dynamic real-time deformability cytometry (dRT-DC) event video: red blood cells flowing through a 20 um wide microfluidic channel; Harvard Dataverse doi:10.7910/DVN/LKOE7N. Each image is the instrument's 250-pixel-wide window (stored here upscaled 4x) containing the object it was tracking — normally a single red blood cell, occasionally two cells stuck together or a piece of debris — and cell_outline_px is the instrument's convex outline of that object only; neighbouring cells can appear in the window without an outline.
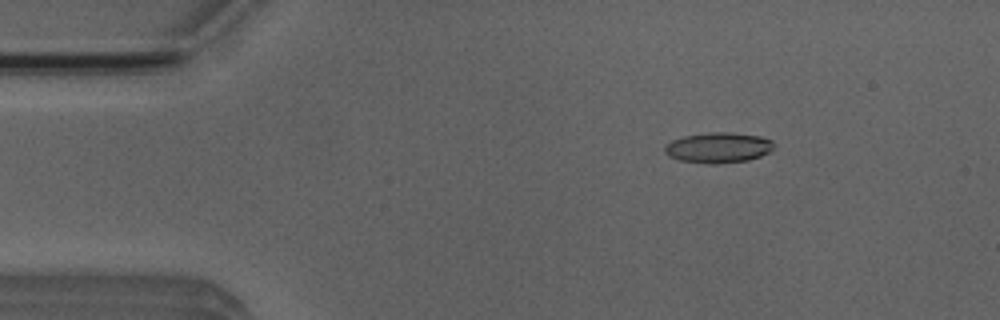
{"species": "Egyptian fruit bat (a non-hibernating species)", "species_latin": "Rousettus aegyptiacus", "temperature_condition": "room temperature", "stored_images_in_passage": 47, "camera_frame_rate_fps": 3000, "um_per_image_px": 0.085, "animal": {"sex": "male"}, "frame": {"image": 1, "passage_image": 3, "time_ms": 0.667, "image_size_px": [1000, 320], "cell_outline_px": [[776, 144], [772, 152], [748, 160], [712, 164], [708, 164], [680, 160], [668, 156], [664, 152], [664, 144], [672, 140], [684, 136], [708, 132], [732, 132], [760, 136], [772, 140]], "centroid_in_image_um": [61.07, 12.54], "position_along_channel_um": 23.9, "area_um2": 19.65}}
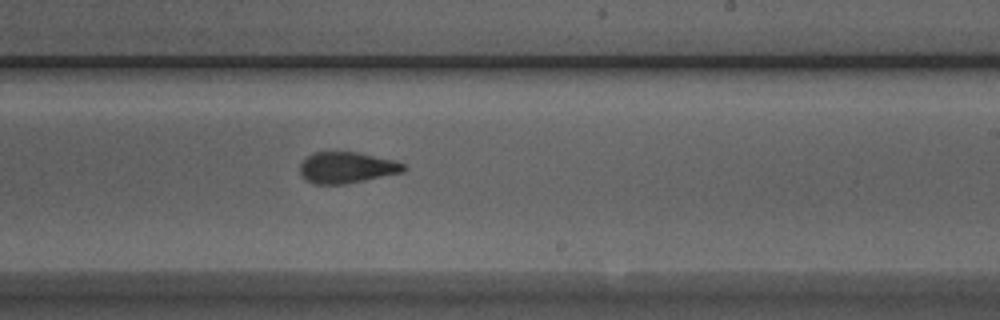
{"frame": {"image": 2, "passage_image": 26, "time_ms": 8.333, "image_size_px": [1000, 320], "cell_outline_px": [[408, 168], [404, 172], [344, 184], [312, 184], [304, 180], [300, 176], [300, 164], [312, 152], [356, 152], [396, 160], [404, 164]], "centroid_in_image_um": [29.47, 14.25], "position_along_channel_um": 259.5, "area_um2": 19.02}}
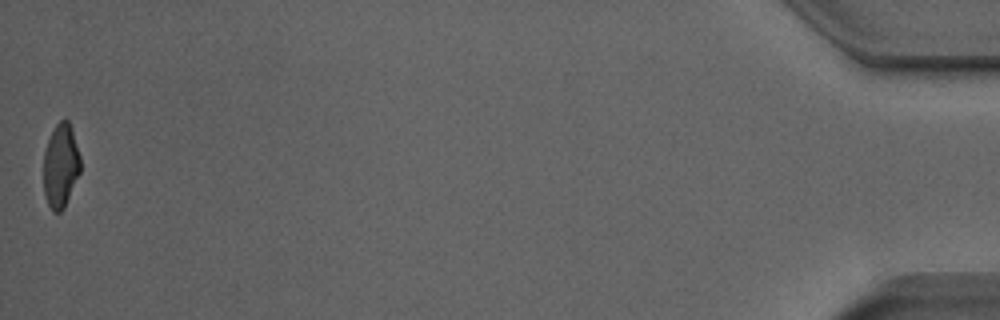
{"frame": {"image": 3, "passage_image": 47, "time_ms": 15.333, "image_size_px": [1000, 320], "cell_outline_px": [[80, 172], [64, 208], [60, 212], [52, 212], [48, 204], [44, 192], [44, 152], [48, 140], [56, 124], [64, 116], [68, 120], [72, 128], [80, 156]], "centroid_in_image_um": [5.16, 14.07], "position_along_channel_um": 430.0, "area_um2": 18.03}, "authors_computed_cell_mechanics": {"area_um2": 19.4208, "velocity_mm_per_s": 3.933, "shape_relaxation_time_tau1_ms": 4.2773, "shape_relaxation_time_tau2_ms": 1.7174, "deformation_change_tau1": 0.1809, "deformation_change_tau2": 0.1108}}